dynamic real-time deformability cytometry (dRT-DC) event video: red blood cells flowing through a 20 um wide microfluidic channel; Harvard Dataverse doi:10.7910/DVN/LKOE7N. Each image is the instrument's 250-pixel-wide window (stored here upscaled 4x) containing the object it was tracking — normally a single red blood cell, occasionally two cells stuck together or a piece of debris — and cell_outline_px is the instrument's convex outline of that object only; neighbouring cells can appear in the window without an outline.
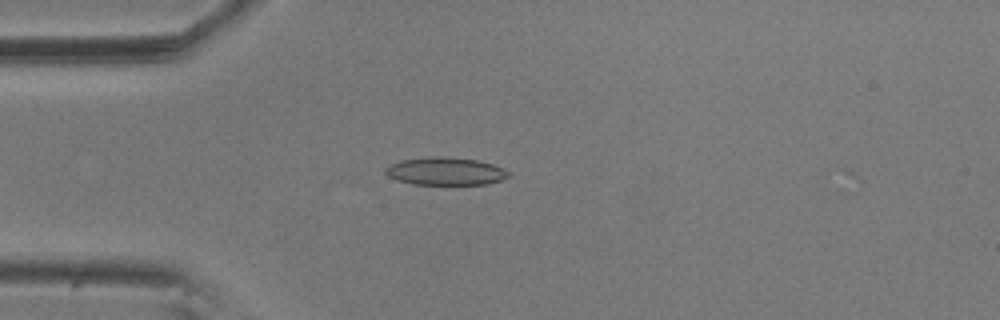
{"species": "common noctule bat (a hibernating species)", "species_latin": "Nyctalus noctula", "temperature_condition": "room temperature", "stored_images_in_passage": 6, "camera_frame_rate_fps": 3000, "um_per_image_px": 0.085, "animal": {"sex": "male", "body_mass_g": 20.5, "forearm_length_mm": 52.5}, "frame": {"image": 1, "passage_image": 5, "time_ms": 1.333, "image_size_px": [1000, 320], "cell_outline_px": [[512, 176], [488, 184], [412, 184], [396, 180], [388, 176], [384, 172], [384, 168], [388, 164], [400, 160], [432, 156], [444, 156], [476, 160], [492, 164], [504, 168]], "centroid_in_image_um": [37.83, 14.55], "position_along_channel_um": 47.2, "area_um2": 20.11}}